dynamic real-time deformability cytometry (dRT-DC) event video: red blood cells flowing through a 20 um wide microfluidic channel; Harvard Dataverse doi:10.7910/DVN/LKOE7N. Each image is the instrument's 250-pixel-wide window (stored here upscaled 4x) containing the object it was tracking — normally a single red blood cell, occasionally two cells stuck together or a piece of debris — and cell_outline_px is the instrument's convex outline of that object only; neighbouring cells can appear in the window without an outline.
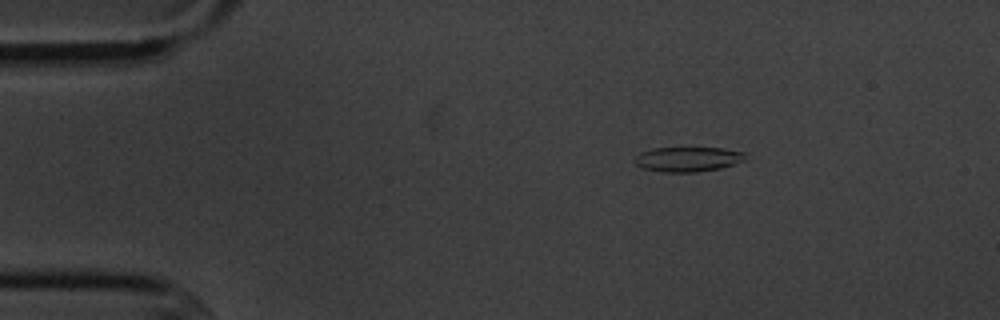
{"species": "common noctule bat (a hibernating species)", "species_latin": "Nyctalus noctula", "temperature_condition": "cold", "stored_images_in_passage": 5, "camera_frame_rate_fps": 3000, "um_per_image_px": 0.085, "animal": {"sex": "male", "body_mass_g": 20.1, "forearm_length_mm": 53.5}, "frame": {"image": 1, "passage_image": 3, "time_ms": 2.333, "image_size_px": [1000, 320], "cell_outline_px": [[748, 152], [744, 160], [736, 164], [720, 168], [696, 172], [664, 172], [644, 168], [636, 164], [632, 160], [640, 152], [652, 148], [720, 148]], "centroid_in_image_um": [58.49, 13.53], "position_along_channel_um": 26.5, "area_um2": 16.07}}